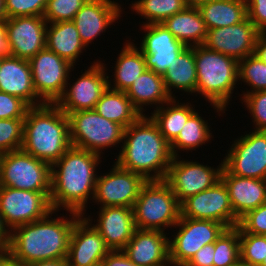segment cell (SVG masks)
I'll list each match as a JSON object with an SVG mask.
<instances>
[{
  "instance_id": "obj_1",
  "label": "cell",
  "mask_w": 266,
  "mask_h": 266,
  "mask_svg": "<svg viewBox=\"0 0 266 266\" xmlns=\"http://www.w3.org/2000/svg\"><path fill=\"white\" fill-rule=\"evenodd\" d=\"M101 158L97 153L71 146L51 166L50 204L54 211L63 209L85 216L88 201L93 200Z\"/></svg>"
},
{
  "instance_id": "obj_2",
  "label": "cell",
  "mask_w": 266,
  "mask_h": 266,
  "mask_svg": "<svg viewBox=\"0 0 266 266\" xmlns=\"http://www.w3.org/2000/svg\"><path fill=\"white\" fill-rule=\"evenodd\" d=\"M56 212L13 228L7 252L25 266L37 261L66 260L71 232L81 214L67 211L69 218L63 214L52 218Z\"/></svg>"
},
{
  "instance_id": "obj_3",
  "label": "cell",
  "mask_w": 266,
  "mask_h": 266,
  "mask_svg": "<svg viewBox=\"0 0 266 266\" xmlns=\"http://www.w3.org/2000/svg\"><path fill=\"white\" fill-rule=\"evenodd\" d=\"M115 163L147 181L164 180L173 160L170 144L149 115H142L124 130Z\"/></svg>"
},
{
  "instance_id": "obj_4",
  "label": "cell",
  "mask_w": 266,
  "mask_h": 266,
  "mask_svg": "<svg viewBox=\"0 0 266 266\" xmlns=\"http://www.w3.org/2000/svg\"><path fill=\"white\" fill-rule=\"evenodd\" d=\"M71 147L69 118L55 103L28 108L21 149L50 166Z\"/></svg>"
},
{
  "instance_id": "obj_5",
  "label": "cell",
  "mask_w": 266,
  "mask_h": 266,
  "mask_svg": "<svg viewBox=\"0 0 266 266\" xmlns=\"http://www.w3.org/2000/svg\"><path fill=\"white\" fill-rule=\"evenodd\" d=\"M192 48L197 74L196 94L204 97L221 116L227 111L233 91L240 84L239 62L204 45Z\"/></svg>"
},
{
  "instance_id": "obj_6",
  "label": "cell",
  "mask_w": 266,
  "mask_h": 266,
  "mask_svg": "<svg viewBox=\"0 0 266 266\" xmlns=\"http://www.w3.org/2000/svg\"><path fill=\"white\" fill-rule=\"evenodd\" d=\"M137 229L168 230L180 217V203L164 180L147 181L133 206Z\"/></svg>"
},
{
  "instance_id": "obj_7",
  "label": "cell",
  "mask_w": 266,
  "mask_h": 266,
  "mask_svg": "<svg viewBox=\"0 0 266 266\" xmlns=\"http://www.w3.org/2000/svg\"><path fill=\"white\" fill-rule=\"evenodd\" d=\"M68 118L71 146L103 155L106 148L123 143L125 128L95 109L71 112Z\"/></svg>"
},
{
  "instance_id": "obj_8",
  "label": "cell",
  "mask_w": 266,
  "mask_h": 266,
  "mask_svg": "<svg viewBox=\"0 0 266 266\" xmlns=\"http://www.w3.org/2000/svg\"><path fill=\"white\" fill-rule=\"evenodd\" d=\"M0 186L51 192V166L22 149L1 154Z\"/></svg>"
},
{
  "instance_id": "obj_9",
  "label": "cell",
  "mask_w": 266,
  "mask_h": 266,
  "mask_svg": "<svg viewBox=\"0 0 266 266\" xmlns=\"http://www.w3.org/2000/svg\"><path fill=\"white\" fill-rule=\"evenodd\" d=\"M173 238L169 237L171 266H185L204 245L214 243L226 227L216 221L179 217ZM171 239V240H170Z\"/></svg>"
},
{
  "instance_id": "obj_10",
  "label": "cell",
  "mask_w": 266,
  "mask_h": 266,
  "mask_svg": "<svg viewBox=\"0 0 266 266\" xmlns=\"http://www.w3.org/2000/svg\"><path fill=\"white\" fill-rule=\"evenodd\" d=\"M51 192H36L0 186V215L4 225L13 228L45 218L53 211Z\"/></svg>"
},
{
  "instance_id": "obj_11",
  "label": "cell",
  "mask_w": 266,
  "mask_h": 266,
  "mask_svg": "<svg viewBox=\"0 0 266 266\" xmlns=\"http://www.w3.org/2000/svg\"><path fill=\"white\" fill-rule=\"evenodd\" d=\"M223 157L232 175L266 180V131L252 130L234 140Z\"/></svg>"
},
{
  "instance_id": "obj_12",
  "label": "cell",
  "mask_w": 266,
  "mask_h": 266,
  "mask_svg": "<svg viewBox=\"0 0 266 266\" xmlns=\"http://www.w3.org/2000/svg\"><path fill=\"white\" fill-rule=\"evenodd\" d=\"M33 85L44 103H56L63 95L74 66L45 48L29 60Z\"/></svg>"
},
{
  "instance_id": "obj_13",
  "label": "cell",
  "mask_w": 266,
  "mask_h": 266,
  "mask_svg": "<svg viewBox=\"0 0 266 266\" xmlns=\"http://www.w3.org/2000/svg\"><path fill=\"white\" fill-rule=\"evenodd\" d=\"M173 157L164 181L170 186L181 203L187 197L212 187L221 179L223 161L214 168L193 160Z\"/></svg>"
},
{
  "instance_id": "obj_14",
  "label": "cell",
  "mask_w": 266,
  "mask_h": 266,
  "mask_svg": "<svg viewBox=\"0 0 266 266\" xmlns=\"http://www.w3.org/2000/svg\"><path fill=\"white\" fill-rule=\"evenodd\" d=\"M180 216L216 221L226 228L236 227L239 223L233 212L227 186L222 179L209 189L183 200L180 203Z\"/></svg>"
},
{
  "instance_id": "obj_15",
  "label": "cell",
  "mask_w": 266,
  "mask_h": 266,
  "mask_svg": "<svg viewBox=\"0 0 266 266\" xmlns=\"http://www.w3.org/2000/svg\"><path fill=\"white\" fill-rule=\"evenodd\" d=\"M75 82L66 83L63 95L55 103L65 114L95 109L103 92L108 88L107 64L96 60Z\"/></svg>"
},
{
  "instance_id": "obj_16",
  "label": "cell",
  "mask_w": 266,
  "mask_h": 266,
  "mask_svg": "<svg viewBox=\"0 0 266 266\" xmlns=\"http://www.w3.org/2000/svg\"><path fill=\"white\" fill-rule=\"evenodd\" d=\"M110 172L97 176L93 202L100 207L133 208L147 180L140 174L125 170L116 163Z\"/></svg>"
},
{
  "instance_id": "obj_17",
  "label": "cell",
  "mask_w": 266,
  "mask_h": 266,
  "mask_svg": "<svg viewBox=\"0 0 266 266\" xmlns=\"http://www.w3.org/2000/svg\"><path fill=\"white\" fill-rule=\"evenodd\" d=\"M4 22L9 55L29 61L46 48L48 23L43 16L11 17Z\"/></svg>"
},
{
  "instance_id": "obj_18",
  "label": "cell",
  "mask_w": 266,
  "mask_h": 266,
  "mask_svg": "<svg viewBox=\"0 0 266 266\" xmlns=\"http://www.w3.org/2000/svg\"><path fill=\"white\" fill-rule=\"evenodd\" d=\"M93 217L80 216L74 223L67 255L68 266H98L111 251L92 225Z\"/></svg>"
},
{
  "instance_id": "obj_19",
  "label": "cell",
  "mask_w": 266,
  "mask_h": 266,
  "mask_svg": "<svg viewBox=\"0 0 266 266\" xmlns=\"http://www.w3.org/2000/svg\"><path fill=\"white\" fill-rule=\"evenodd\" d=\"M141 27L145 34L137 48L144 56L146 68L163 76L186 46L162 24H148Z\"/></svg>"
},
{
  "instance_id": "obj_20",
  "label": "cell",
  "mask_w": 266,
  "mask_h": 266,
  "mask_svg": "<svg viewBox=\"0 0 266 266\" xmlns=\"http://www.w3.org/2000/svg\"><path fill=\"white\" fill-rule=\"evenodd\" d=\"M259 31L247 17L239 24L208 30L204 46L238 62L254 54Z\"/></svg>"
},
{
  "instance_id": "obj_21",
  "label": "cell",
  "mask_w": 266,
  "mask_h": 266,
  "mask_svg": "<svg viewBox=\"0 0 266 266\" xmlns=\"http://www.w3.org/2000/svg\"><path fill=\"white\" fill-rule=\"evenodd\" d=\"M122 5L112 0H89L72 20L85 47L94 44V39L111 28L123 14Z\"/></svg>"
},
{
  "instance_id": "obj_22",
  "label": "cell",
  "mask_w": 266,
  "mask_h": 266,
  "mask_svg": "<svg viewBox=\"0 0 266 266\" xmlns=\"http://www.w3.org/2000/svg\"><path fill=\"white\" fill-rule=\"evenodd\" d=\"M168 235L161 230L136 229L123 252L138 266H171Z\"/></svg>"
},
{
  "instance_id": "obj_23",
  "label": "cell",
  "mask_w": 266,
  "mask_h": 266,
  "mask_svg": "<svg viewBox=\"0 0 266 266\" xmlns=\"http://www.w3.org/2000/svg\"><path fill=\"white\" fill-rule=\"evenodd\" d=\"M96 224H92L111 250H123L136 231L133 208L99 207Z\"/></svg>"
},
{
  "instance_id": "obj_24",
  "label": "cell",
  "mask_w": 266,
  "mask_h": 266,
  "mask_svg": "<svg viewBox=\"0 0 266 266\" xmlns=\"http://www.w3.org/2000/svg\"><path fill=\"white\" fill-rule=\"evenodd\" d=\"M0 91L21 98L30 107L44 104L34 89L29 61L9 54L0 62Z\"/></svg>"
},
{
  "instance_id": "obj_25",
  "label": "cell",
  "mask_w": 266,
  "mask_h": 266,
  "mask_svg": "<svg viewBox=\"0 0 266 266\" xmlns=\"http://www.w3.org/2000/svg\"><path fill=\"white\" fill-rule=\"evenodd\" d=\"M221 179L227 186L233 212L238 219L266 203V180L232 175L224 167Z\"/></svg>"
},
{
  "instance_id": "obj_26",
  "label": "cell",
  "mask_w": 266,
  "mask_h": 266,
  "mask_svg": "<svg viewBox=\"0 0 266 266\" xmlns=\"http://www.w3.org/2000/svg\"><path fill=\"white\" fill-rule=\"evenodd\" d=\"M125 93L141 115L146 114L144 105L145 108L149 105L150 108L158 109L172 99L166 90L163 76L150 69L138 76Z\"/></svg>"
},
{
  "instance_id": "obj_27",
  "label": "cell",
  "mask_w": 266,
  "mask_h": 266,
  "mask_svg": "<svg viewBox=\"0 0 266 266\" xmlns=\"http://www.w3.org/2000/svg\"><path fill=\"white\" fill-rule=\"evenodd\" d=\"M48 24L46 27V48L68 61L71 65L76 66L81 53L87 48L82 43L75 24L73 21Z\"/></svg>"
},
{
  "instance_id": "obj_28",
  "label": "cell",
  "mask_w": 266,
  "mask_h": 266,
  "mask_svg": "<svg viewBox=\"0 0 266 266\" xmlns=\"http://www.w3.org/2000/svg\"><path fill=\"white\" fill-rule=\"evenodd\" d=\"M161 24L186 47L203 45L208 32L197 7L187 6L183 11L170 16Z\"/></svg>"
},
{
  "instance_id": "obj_29",
  "label": "cell",
  "mask_w": 266,
  "mask_h": 266,
  "mask_svg": "<svg viewBox=\"0 0 266 266\" xmlns=\"http://www.w3.org/2000/svg\"><path fill=\"white\" fill-rule=\"evenodd\" d=\"M126 41L116 58L115 65L111 67L114 68V75H112L114 79L110 80L108 75V87L122 92H126L137 77L147 69L144 56L137 48L139 44L131 42V38L130 42Z\"/></svg>"
},
{
  "instance_id": "obj_30",
  "label": "cell",
  "mask_w": 266,
  "mask_h": 266,
  "mask_svg": "<svg viewBox=\"0 0 266 266\" xmlns=\"http://www.w3.org/2000/svg\"><path fill=\"white\" fill-rule=\"evenodd\" d=\"M164 84L168 94L172 98H177L173 91H184L183 94L196 93L197 74L196 63L194 59V49L186 47L177 57L174 62L168 67L163 75ZM172 89H174L172 91Z\"/></svg>"
},
{
  "instance_id": "obj_31",
  "label": "cell",
  "mask_w": 266,
  "mask_h": 266,
  "mask_svg": "<svg viewBox=\"0 0 266 266\" xmlns=\"http://www.w3.org/2000/svg\"><path fill=\"white\" fill-rule=\"evenodd\" d=\"M197 8L208 30L233 26L247 18L246 0H210Z\"/></svg>"
},
{
  "instance_id": "obj_32",
  "label": "cell",
  "mask_w": 266,
  "mask_h": 266,
  "mask_svg": "<svg viewBox=\"0 0 266 266\" xmlns=\"http://www.w3.org/2000/svg\"><path fill=\"white\" fill-rule=\"evenodd\" d=\"M194 104L180 102L172 98L149 116L158 126L165 140L171 144L178 136L187 120L196 112Z\"/></svg>"
},
{
  "instance_id": "obj_33",
  "label": "cell",
  "mask_w": 266,
  "mask_h": 266,
  "mask_svg": "<svg viewBox=\"0 0 266 266\" xmlns=\"http://www.w3.org/2000/svg\"><path fill=\"white\" fill-rule=\"evenodd\" d=\"M96 112L104 118L127 128L142 115L133 106L125 92L107 88L95 106Z\"/></svg>"
},
{
  "instance_id": "obj_34",
  "label": "cell",
  "mask_w": 266,
  "mask_h": 266,
  "mask_svg": "<svg viewBox=\"0 0 266 266\" xmlns=\"http://www.w3.org/2000/svg\"><path fill=\"white\" fill-rule=\"evenodd\" d=\"M200 112L196 111L185 123L184 127L178 134L177 138L170 144L171 151L174 157H178L179 151H185L188 153L190 150L199 149L200 146L211 142L212 131L208 125V121L201 117Z\"/></svg>"
},
{
  "instance_id": "obj_35",
  "label": "cell",
  "mask_w": 266,
  "mask_h": 266,
  "mask_svg": "<svg viewBox=\"0 0 266 266\" xmlns=\"http://www.w3.org/2000/svg\"><path fill=\"white\" fill-rule=\"evenodd\" d=\"M130 5L131 11L146 19L142 25L161 24L187 7L184 0H135Z\"/></svg>"
},
{
  "instance_id": "obj_36",
  "label": "cell",
  "mask_w": 266,
  "mask_h": 266,
  "mask_svg": "<svg viewBox=\"0 0 266 266\" xmlns=\"http://www.w3.org/2000/svg\"><path fill=\"white\" fill-rule=\"evenodd\" d=\"M239 261V228H226L215 241L213 266H236Z\"/></svg>"
},
{
  "instance_id": "obj_37",
  "label": "cell",
  "mask_w": 266,
  "mask_h": 266,
  "mask_svg": "<svg viewBox=\"0 0 266 266\" xmlns=\"http://www.w3.org/2000/svg\"><path fill=\"white\" fill-rule=\"evenodd\" d=\"M239 82L250 86L251 90L242 91L243 94L266 91V64L254 54L245 57L239 61Z\"/></svg>"
},
{
  "instance_id": "obj_38",
  "label": "cell",
  "mask_w": 266,
  "mask_h": 266,
  "mask_svg": "<svg viewBox=\"0 0 266 266\" xmlns=\"http://www.w3.org/2000/svg\"><path fill=\"white\" fill-rule=\"evenodd\" d=\"M240 261L260 266L266 257V235L239 233Z\"/></svg>"
},
{
  "instance_id": "obj_39",
  "label": "cell",
  "mask_w": 266,
  "mask_h": 266,
  "mask_svg": "<svg viewBox=\"0 0 266 266\" xmlns=\"http://www.w3.org/2000/svg\"><path fill=\"white\" fill-rule=\"evenodd\" d=\"M23 132L24 118L0 119V155L21 149Z\"/></svg>"
},
{
  "instance_id": "obj_40",
  "label": "cell",
  "mask_w": 266,
  "mask_h": 266,
  "mask_svg": "<svg viewBox=\"0 0 266 266\" xmlns=\"http://www.w3.org/2000/svg\"><path fill=\"white\" fill-rule=\"evenodd\" d=\"M87 1L89 0H47L43 17L47 23L72 21Z\"/></svg>"
},
{
  "instance_id": "obj_41",
  "label": "cell",
  "mask_w": 266,
  "mask_h": 266,
  "mask_svg": "<svg viewBox=\"0 0 266 266\" xmlns=\"http://www.w3.org/2000/svg\"><path fill=\"white\" fill-rule=\"evenodd\" d=\"M251 114L254 130L266 131V91L248 93L239 98ZM243 101V102H242Z\"/></svg>"
},
{
  "instance_id": "obj_42",
  "label": "cell",
  "mask_w": 266,
  "mask_h": 266,
  "mask_svg": "<svg viewBox=\"0 0 266 266\" xmlns=\"http://www.w3.org/2000/svg\"><path fill=\"white\" fill-rule=\"evenodd\" d=\"M6 19L11 17L43 16L47 0H4Z\"/></svg>"
},
{
  "instance_id": "obj_43",
  "label": "cell",
  "mask_w": 266,
  "mask_h": 266,
  "mask_svg": "<svg viewBox=\"0 0 266 266\" xmlns=\"http://www.w3.org/2000/svg\"><path fill=\"white\" fill-rule=\"evenodd\" d=\"M239 233L266 235V203L247 212L239 219Z\"/></svg>"
},
{
  "instance_id": "obj_44",
  "label": "cell",
  "mask_w": 266,
  "mask_h": 266,
  "mask_svg": "<svg viewBox=\"0 0 266 266\" xmlns=\"http://www.w3.org/2000/svg\"><path fill=\"white\" fill-rule=\"evenodd\" d=\"M29 107L21 98L0 91V119L25 118Z\"/></svg>"
},
{
  "instance_id": "obj_45",
  "label": "cell",
  "mask_w": 266,
  "mask_h": 266,
  "mask_svg": "<svg viewBox=\"0 0 266 266\" xmlns=\"http://www.w3.org/2000/svg\"><path fill=\"white\" fill-rule=\"evenodd\" d=\"M247 17L259 32H266V0H246Z\"/></svg>"
},
{
  "instance_id": "obj_46",
  "label": "cell",
  "mask_w": 266,
  "mask_h": 266,
  "mask_svg": "<svg viewBox=\"0 0 266 266\" xmlns=\"http://www.w3.org/2000/svg\"><path fill=\"white\" fill-rule=\"evenodd\" d=\"M215 242L200 248L185 266H213Z\"/></svg>"
},
{
  "instance_id": "obj_47",
  "label": "cell",
  "mask_w": 266,
  "mask_h": 266,
  "mask_svg": "<svg viewBox=\"0 0 266 266\" xmlns=\"http://www.w3.org/2000/svg\"><path fill=\"white\" fill-rule=\"evenodd\" d=\"M101 266H138L133 263L123 250L110 251L102 260Z\"/></svg>"
},
{
  "instance_id": "obj_48",
  "label": "cell",
  "mask_w": 266,
  "mask_h": 266,
  "mask_svg": "<svg viewBox=\"0 0 266 266\" xmlns=\"http://www.w3.org/2000/svg\"><path fill=\"white\" fill-rule=\"evenodd\" d=\"M254 55L266 64V32H259L255 41Z\"/></svg>"
},
{
  "instance_id": "obj_49",
  "label": "cell",
  "mask_w": 266,
  "mask_h": 266,
  "mask_svg": "<svg viewBox=\"0 0 266 266\" xmlns=\"http://www.w3.org/2000/svg\"><path fill=\"white\" fill-rule=\"evenodd\" d=\"M9 242H10V230L4 225V222L0 215V248L4 249L7 252L9 247Z\"/></svg>"
},
{
  "instance_id": "obj_50",
  "label": "cell",
  "mask_w": 266,
  "mask_h": 266,
  "mask_svg": "<svg viewBox=\"0 0 266 266\" xmlns=\"http://www.w3.org/2000/svg\"><path fill=\"white\" fill-rule=\"evenodd\" d=\"M0 54H8L7 35L4 21H0Z\"/></svg>"
},
{
  "instance_id": "obj_51",
  "label": "cell",
  "mask_w": 266,
  "mask_h": 266,
  "mask_svg": "<svg viewBox=\"0 0 266 266\" xmlns=\"http://www.w3.org/2000/svg\"><path fill=\"white\" fill-rule=\"evenodd\" d=\"M0 266H25L14 259L8 252L0 257Z\"/></svg>"
},
{
  "instance_id": "obj_52",
  "label": "cell",
  "mask_w": 266,
  "mask_h": 266,
  "mask_svg": "<svg viewBox=\"0 0 266 266\" xmlns=\"http://www.w3.org/2000/svg\"><path fill=\"white\" fill-rule=\"evenodd\" d=\"M28 266H68L66 260H45L37 261Z\"/></svg>"
},
{
  "instance_id": "obj_53",
  "label": "cell",
  "mask_w": 266,
  "mask_h": 266,
  "mask_svg": "<svg viewBox=\"0 0 266 266\" xmlns=\"http://www.w3.org/2000/svg\"><path fill=\"white\" fill-rule=\"evenodd\" d=\"M210 0H184L185 4L190 7H198L199 5L206 3Z\"/></svg>"
},
{
  "instance_id": "obj_54",
  "label": "cell",
  "mask_w": 266,
  "mask_h": 266,
  "mask_svg": "<svg viewBox=\"0 0 266 266\" xmlns=\"http://www.w3.org/2000/svg\"><path fill=\"white\" fill-rule=\"evenodd\" d=\"M4 0H0V21H5L6 20V14L4 11Z\"/></svg>"
},
{
  "instance_id": "obj_55",
  "label": "cell",
  "mask_w": 266,
  "mask_h": 266,
  "mask_svg": "<svg viewBox=\"0 0 266 266\" xmlns=\"http://www.w3.org/2000/svg\"><path fill=\"white\" fill-rule=\"evenodd\" d=\"M236 266H257V265H252V264H248V263H244L242 261H239V263Z\"/></svg>"
},
{
  "instance_id": "obj_56",
  "label": "cell",
  "mask_w": 266,
  "mask_h": 266,
  "mask_svg": "<svg viewBox=\"0 0 266 266\" xmlns=\"http://www.w3.org/2000/svg\"><path fill=\"white\" fill-rule=\"evenodd\" d=\"M6 251L2 248H0V257L5 253Z\"/></svg>"
},
{
  "instance_id": "obj_57",
  "label": "cell",
  "mask_w": 266,
  "mask_h": 266,
  "mask_svg": "<svg viewBox=\"0 0 266 266\" xmlns=\"http://www.w3.org/2000/svg\"><path fill=\"white\" fill-rule=\"evenodd\" d=\"M260 266H266V257L264 258V260Z\"/></svg>"
},
{
  "instance_id": "obj_58",
  "label": "cell",
  "mask_w": 266,
  "mask_h": 266,
  "mask_svg": "<svg viewBox=\"0 0 266 266\" xmlns=\"http://www.w3.org/2000/svg\"><path fill=\"white\" fill-rule=\"evenodd\" d=\"M3 56H4V55L0 54V62H1L2 58H3Z\"/></svg>"
}]
</instances>
